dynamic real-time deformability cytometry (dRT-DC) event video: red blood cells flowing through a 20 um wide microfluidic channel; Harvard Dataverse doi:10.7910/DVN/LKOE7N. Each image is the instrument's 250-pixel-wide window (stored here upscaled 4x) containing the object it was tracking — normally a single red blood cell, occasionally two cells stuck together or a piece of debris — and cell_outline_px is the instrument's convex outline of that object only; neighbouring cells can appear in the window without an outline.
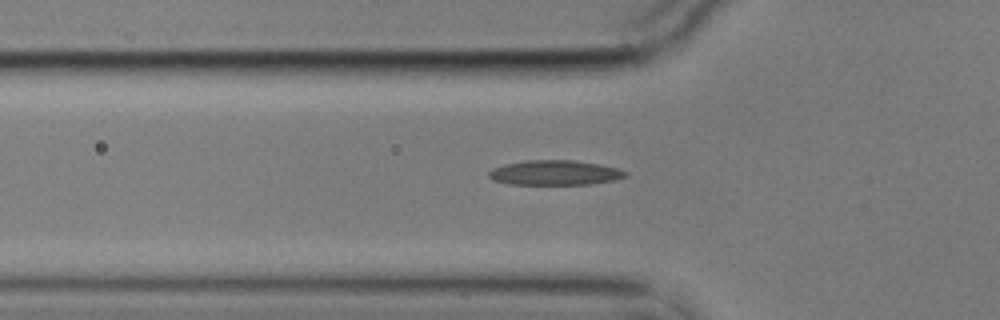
{"species": "common noctule bat (a hibernating species)", "species_latin": "Nyctalus noctula", "temperature_condition": "cold", "stored_images_in_passage": 40, "camera_frame_rate_fps": 3000, "um_per_image_px": 0.085, "animal": {"sex": "male", "body_mass_g": 17.9}, "frame": {"image": 1, "passage_image": 7, "time_ms": 2.0, "image_size_px": [1000, 320], "cell_outline_px": [[628, 172], [624, 176], [616, 180], [592, 184], [512, 184], [492, 180], [488, 176], [488, 172], [492, 168], [504, 164], [524, 160], [572, 160], [600, 164], [616, 168]], "centroid_in_image_um": [47.13, 14.68], "position_along_channel_um": 78.7, "area_um2": 19.77}}
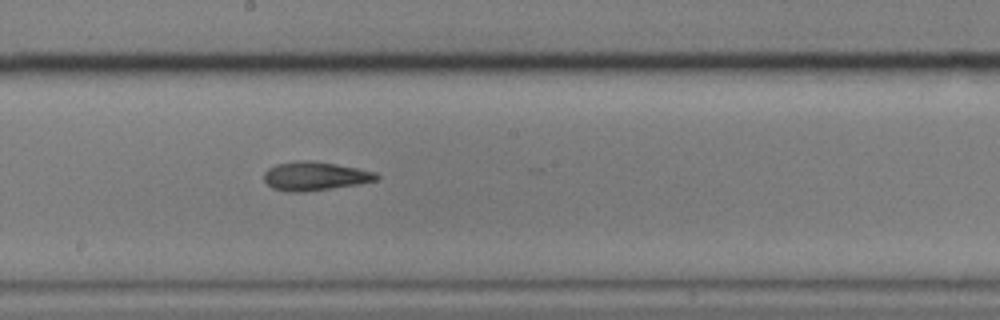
{"frame": {"image": 2, "passage_image": 19, "time_ms": 6.0, "image_size_px": [1000, 320], "cell_outline_px": [[380, 176], [376, 180], [360, 184], [304, 192], [288, 192], [272, 188], [264, 180], [264, 172], [268, 168], [276, 164], [296, 160], [308, 160], [336, 164], [376, 172]], "centroid_in_image_um": [26.75, 14.97], "position_along_channel_um": 221.5, "area_um2": 18.9}}
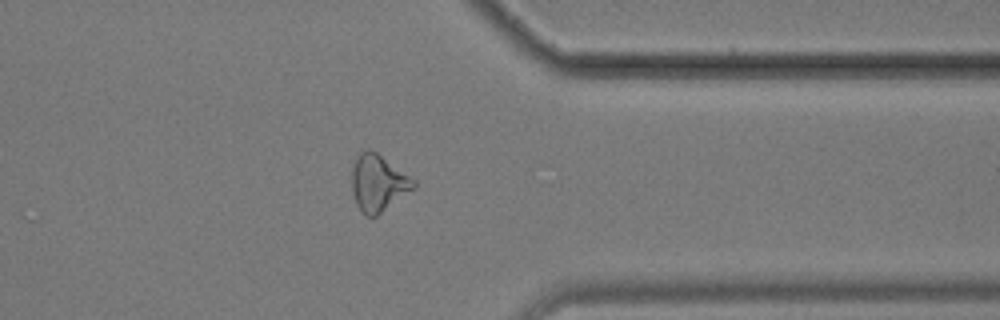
{"frame": {"image": 3, "passage_image": 33, "time_ms": 10.667, "image_size_px": [1000, 320], "cell_outline_px": [[416, 188], [376, 216], [368, 216], [356, 204], [352, 192], [352, 168], [360, 152], [364, 148], [368, 148], [376, 152], [416, 180]], "centroid_in_image_um": [32.16, 15.54], "position_along_channel_um": 379.2, "area_um2": 20.29}, "authors_computed_cell_mechanics": {"area_um2": 18.9584, "velocity_mm_per_s": 3.5353, "shape_relaxation_time_tau1_ms": 8.1664, "shape_relaxation_time_tau2_ms": null, "deformation_change_tau1": 0.1951, "deformation_change_tau2": null}}